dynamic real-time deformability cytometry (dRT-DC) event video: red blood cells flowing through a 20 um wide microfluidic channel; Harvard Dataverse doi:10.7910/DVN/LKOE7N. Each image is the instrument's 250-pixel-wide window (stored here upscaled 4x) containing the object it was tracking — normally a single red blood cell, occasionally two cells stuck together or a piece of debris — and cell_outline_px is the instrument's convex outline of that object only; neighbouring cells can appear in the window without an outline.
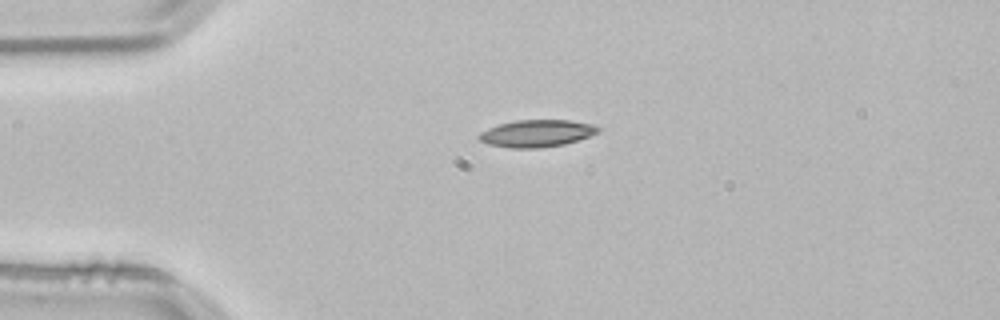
{"species": "common noctule bat (a hibernating species)", "species_latin": "Nyctalus noctula", "temperature_condition": "room temperature", "stored_images_in_passage": 42, "camera_frame_rate_fps": 3000, "um_per_image_px": 0.085, "animal": {"sex": "male", "body_mass_g": 21.5, "forearm_length_mm": 52.0}, "frame": {"image": 1, "passage_image": 1, "time_ms": 0.0, "image_size_px": [1000, 320], "cell_outline_px": [[600, 132], [564, 144], [540, 148], [508, 148], [488, 144], [480, 140], [480, 132], [488, 128], [500, 124], [516, 120], [568, 120], [592, 124], [600, 128]], "centroid_in_image_um": [45.62, 11.34], "position_along_channel_um": 39.4, "area_um2": 18.67}}
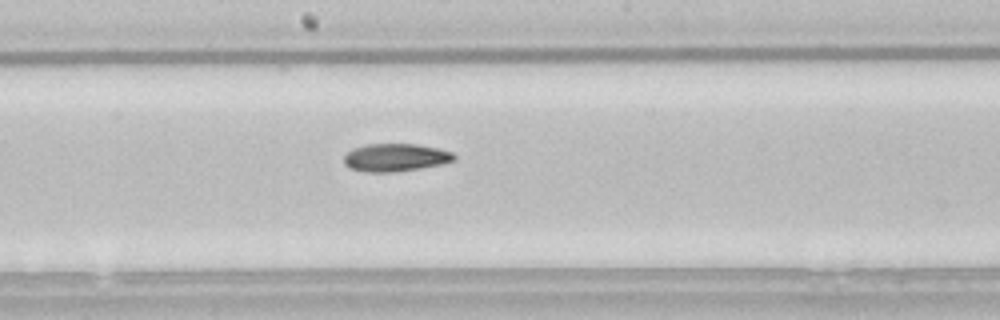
{"frame": {"image": 2, "passage_image": 17, "time_ms": 5.333, "image_size_px": [1000, 320], "cell_outline_px": [[456, 160], [444, 164], [420, 168], [392, 172], [364, 172], [348, 168], [344, 164], [344, 156], [352, 148], [368, 144], [416, 144], [436, 148], [452, 152], [456, 156]], "centroid_in_image_um": [33.6, 13.39], "position_along_channel_um": 214.6, "area_um2": 17.98}}
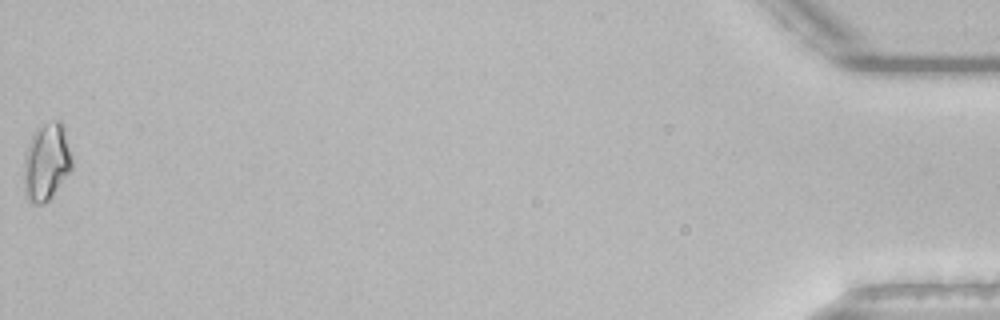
{"frame": {"image": 3, "passage_image": 42, "time_ms": 13.667, "image_size_px": [1000, 320], "cell_outline_px": [[72, 168], [48, 200], [44, 204], [32, 204], [28, 200], [24, 192], [24, 156], [32, 132], [36, 128], [44, 124], [56, 120], [60, 120], [64, 124], [72, 160]], "centroid_in_image_um": [3.93, 13.74], "position_along_channel_um": 431.3, "area_um2": 21.79}, "authors_computed_cell_mechanics": {"area_um2": 17.7446, "velocity_mm_per_s": 3.8209, "shape_relaxation_time_tau1_ms": 6.3691, "shape_relaxation_time_tau2_ms": null, "deformation_change_tau1": 0.1574, "deformation_change_tau2": null}}